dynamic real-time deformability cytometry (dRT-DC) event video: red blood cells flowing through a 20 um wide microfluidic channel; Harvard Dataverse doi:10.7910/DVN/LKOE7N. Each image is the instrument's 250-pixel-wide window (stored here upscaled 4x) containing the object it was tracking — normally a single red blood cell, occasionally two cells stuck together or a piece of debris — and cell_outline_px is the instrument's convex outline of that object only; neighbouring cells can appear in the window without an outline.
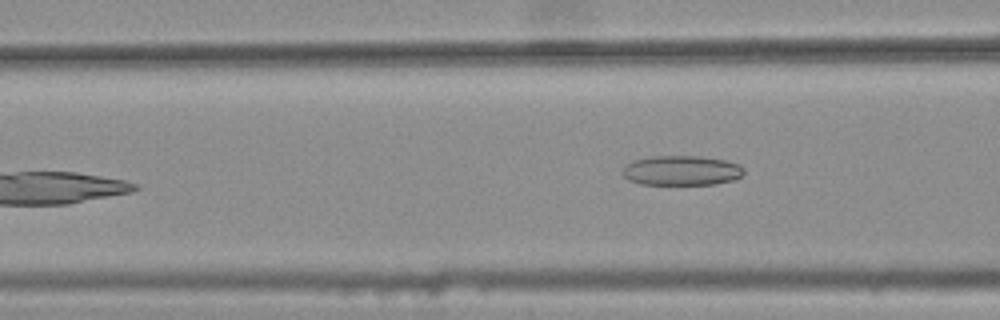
{"species": "common noctule bat (a hibernating species)", "species_latin": "Nyctalus noctula", "temperature_condition": "warm", "stored_images_in_passage": 7, "camera_frame_rate_fps": 3000, "um_per_image_px": 0.085, "animal": {"sex": "female", "body_mass_g": 25.1}, "frame": {"image": 1, "passage_image": 7, "time_ms": 2.0, "image_size_px": [1000, 320], "cell_outline_px": [[744, 172], [740, 176], [732, 180], [716, 184], [640, 184], [628, 180], [624, 176], [624, 168], [632, 160], [652, 156], [696, 156], [724, 160], [740, 164], [744, 168]], "centroid_in_image_um": [57.94, 14.49], "position_along_channel_um": 108.7, "area_um2": 20.92}}